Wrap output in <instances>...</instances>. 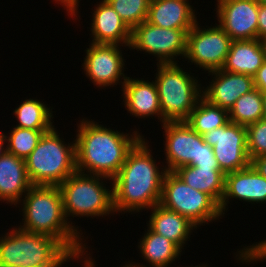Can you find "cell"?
Wrapping results in <instances>:
<instances>
[{"label": "cell", "instance_id": "21", "mask_svg": "<svg viewBox=\"0 0 266 267\" xmlns=\"http://www.w3.org/2000/svg\"><path fill=\"white\" fill-rule=\"evenodd\" d=\"M149 217L148 227L155 233L174 242L181 250H184L186 241H190L193 229L197 227L186 217L167 209L161 204L153 206Z\"/></svg>", "mask_w": 266, "mask_h": 267}, {"label": "cell", "instance_id": "18", "mask_svg": "<svg viewBox=\"0 0 266 267\" xmlns=\"http://www.w3.org/2000/svg\"><path fill=\"white\" fill-rule=\"evenodd\" d=\"M121 88L124 107L131 115L141 119L155 115L162 123L158 89L154 80L150 82L143 78L127 77Z\"/></svg>", "mask_w": 266, "mask_h": 267}, {"label": "cell", "instance_id": "28", "mask_svg": "<svg viewBox=\"0 0 266 267\" xmlns=\"http://www.w3.org/2000/svg\"><path fill=\"white\" fill-rule=\"evenodd\" d=\"M10 131L9 135L1 133L5 138V141L8 142L6 145L7 152L25 160L36 148L43 134L50 130H34L14 127Z\"/></svg>", "mask_w": 266, "mask_h": 267}, {"label": "cell", "instance_id": "12", "mask_svg": "<svg viewBox=\"0 0 266 267\" xmlns=\"http://www.w3.org/2000/svg\"><path fill=\"white\" fill-rule=\"evenodd\" d=\"M203 138L205 143L212 147L214 156L224 174L250 165L245 126L229 121L226 125L205 133Z\"/></svg>", "mask_w": 266, "mask_h": 267}, {"label": "cell", "instance_id": "23", "mask_svg": "<svg viewBox=\"0 0 266 267\" xmlns=\"http://www.w3.org/2000/svg\"><path fill=\"white\" fill-rule=\"evenodd\" d=\"M142 237L138 248L149 267H170L181 256L182 250L174 242L153 232L149 227ZM128 263L132 267H147V264L140 265L134 261Z\"/></svg>", "mask_w": 266, "mask_h": 267}, {"label": "cell", "instance_id": "11", "mask_svg": "<svg viewBox=\"0 0 266 267\" xmlns=\"http://www.w3.org/2000/svg\"><path fill=\"white\" fill-rule=\"evenodd\" d=\"M233 40L217 24L201 28L196 24L187 33L185 59L205 71L221 69Z\"/></svg>", "mask_w": 266, "mask_h": 267}, {"label": "cell", "instance_id": "6", "mask_svg": "<svg viewBox=\"0 0 266 267\" xmlns=\"http://www.w3.org/2000/svg\"><path fill=\"white\" fill-rule=\"evenodd\" d=\"M55 126L44 133L36 148L25 159L26 169L33 185L59 186L77 171L76 144H66Z\"/></svg>", "mask_w": 266, "mask_h": 267}, {"label": "cell", "instance_id": "41", "mask_svg": "<svg viewBox=\"0 0 266 267\" xmlns=\"http://www.w3.org/2000/svg\"><path fill=\"white\" fill-rule=\"evenodd\" d=\"M261 41H262V45H263V48H264L265 60H266V38L261 40Z\"/></svg>", "mask_w": 266, "mask_h": 267}, {"label": "cell", "instance_id": "42", "mask_svg": "<svg viewBox=\"0 0 266 267\" xmlns=\"http://www.w3.org/2000/svg\"><path fill=\"white\" fill-rule=\"evenodd\" d=\"M258 1V3H260V4H265L266 5V0H257Z\"/></svg>", "mask_w": 266, "mask_h": 267}, {"label": "cell", "instance_id": "4", "mask_svg": "<svg viewBox=\"0 0 266 267\" xmlns=\"http://www.w3.org/2000/svg\"><path fill=\"white\" fill-rule=\"evenodd\" d=\"M69 254L57 239L18 227L0 237V266L57 267Z\"/></svg>", "mask_w": 266, "mask_h": 267}, {"label": "cell", "instance_id": "25", "mask_svg": "<svg viewBox=\"0 0 266 267\" xmlns=\"http://www.w3.org/2000/svg\"><path fill=\"white\" fill-rule=\"evenodd\" d=\"M43 101L37 99H26L18 105L13 111L18 124L14 127L34 129V130H51L54 125L52 109L47 107ZM52 118V119H51Z\"/></svg>", "mask_w": 266, "mask_h": 267}, {"label": "cell", "instance_id": "3", "mask_svg": "<svg viewBox=\"0 0 266 267\" xmlns=\"http://www.w3.org/2000/svg\"><path fill=\"white\" fill-rule=\"evenodd\" d=\"M25 197V198H24ZM22 223L18 228L57 239L70 253H87L86 243L66 220L59 186L32 185L21 200ZM87 249V251H85Z\"/></svg>", "mask_w": 266, "mask_h": 267}, {"label": "cell", "instance_id": "1", "mask_svg": "<svg viewBox=\"0 0 266 267\" xmlns=\"http://www.w3.org/2000/svg\"><path fill=\"white\" fill-rule=\"evenodd\" d=\"M144 136L128 152L112 179L115 213L149 210L160 202L166 168H159ZM162 169V170H160Z\"/></svg>", "mask_w": 266, "mask_h": 267}, {"label": "cell", "instance_id": "35", "mask_svg": "<svg viewBox=\"0 0 266 267\" xmlns=\"http://www.w3.org/2000/svg\"><path fill=\"white\" fill-rule=\"evenodd\" d=\"M88 255H91L90 252H89V254H87V253H70L57 267H62L63 266L62 264H64L66 261L68 263V262H70V260H72V261L79 260L80 261V259H81L80 262H82L83 264H85L89 260V257L90 256H88ZM82 258L84 259V261H82L83 260Z\"/></svg>", "mask_w": 266, "mask_h": 267}, {"label": "cell", "instance_id": "43", "mask_svg": "<svg viewBox=\"0 0 266 267\" xmlns=\"http://www.w3.org/2000/svg\"><path fill=\"white\" fill-rule=\"evenodd\" d=\"M178 267H179V266H178ZM186 267H187V266H186ZM189 267H190V266H189ZM193 267H207V264H206V265H205V264H203V265L201 264V266H200V265H199V266L197 265V266H193Z\"/></svg>", "mask_w": 266, "mask_h": 267}, {"label": "cell", "instance_id": "20", "mask_svg": "<svg viewBox=\"0 0 266 267\" xmlns=\"http://www.w3.org/2000/svg\"><path fill=\"white\" fill-rule=\"evenodd\" d=\"M189 0H151L147 22L166 29H191L197 17Z\"/></svg>", "mask_w": 266, "mask_h": 267}, {"label": "cell", "instance_id": "13", "mask_svg": "<svg viewBox=\"0 0 266 267\" xmlns=\"http://www.w3.org/2000/svg\"><path fill=\"white\" fill-rule=\"evenodd\" d=\"M119 46L121 45L90 43L89 48L85 50L86 56L82 65L84 73L98 88L117 86L118 83L123 86L125 83L126 61Z\"/></svg>", "mask_w": 266, "mask_h": 267}, {"label": "cell", "instance_id": "29", "mask_svg": "<svg viewBox=\"0 0 266 267\" xmlns=\"http://www.w3.org/2000/svg\"><path fill=\"white\" fill-rule=\"evenodd\" d=\"M132 30L147 20L151 0H106Z\"/></svg>", "mask_w": 266, "mask_h": 267}, {"label": "cell", "instance_id": "10", "mask_svg": "<svg viewBox=\"0 0 266 267\" xmlns=\"http://www.w3.org/2000/svg\"><path fill=\"white\" fill-rule=\"evenodd\" d=\"M190 30L166 29L144 21L131 30L129 49L152 54L157 63H177V57H185Z\"/></svg>", "mask_w": 266, "mask_h": 267}, {"label": "cell", "instance_id": "37", "mask_svg": "<svg viewBox=\"0 0 266 267\" xmlns=\"http://www.w3.org/2000/svg\"><path fill=\"white\" fill-rule=\"evenodd\" d=\"M6 143L5 138L0 132V158L7 152V147H5Z\"/></svg>", "mask_w": 266, "mask_h": 267}, {"label": "cell", "instance_id": "24", "mask_svg": "<svg viewBox=\"0 0 266 267\" xmlns=\"http://www.w3.org/2000/svg\"><path fill=\"white\" fill-rule=\"evenodd\" d=\"M174 173L188 186L210 195L220 205L225 189V174L220 167L182 166Z\"/></svg>", "mask_w": 266, "mask_h": 267}, {"label": "cell", "instance_id": "40", "mask_svg": "<svg viewBox=\"0 0 266 267\" xmlns=\"http://www.w3.org/2000/svg\"><path fill=\"white\" fill-rule=\"evenodd\" d=\"M263 118L266 119V93H263Z\"/></svg>", "mask_w": 266, "mask_h": 267}, {"label": "cell", "instance_id": "16", "mask_svg": "<svg viewBox=\"0 0 266 267\" xmlns=\"http://www.w3.org/2000/svg\"><path fill=\"white\" fill-rule=\"evenodd\" d=\"M233 198L251 204L266 203V178L251 164L244 169L225 174L224 195L219 205L223 216L229 199Z\"/></svg>", "mask_w": 266, "mask_h": 267}, {"label": "cell", "instance_id": "14", "mask_svg": "<svg viewBox=\"0 0 266 267\" xmlns=\"http://www.w3.org/2000/svg\"><path fill=\"white\" fill-rule=\"evenodd\" d=\"M219 26L232 40L258 39L257 0H217Z\"/></svg>", "mask_w": 266, "mask_h": 267}, {"label": "cell", "instance_id": "7", "mask_svg": "<svg viewBox=\"0 0 266 267\" xmlns=\"http://www.w3.org/2000/svg\"><path fill=\"white\" fill-rule=\"evenodd\" d=\"M155 84L164 122L185 121L203 96L202 85L178 63H157Z\"/></svg>", "mask_w": 266, "mask_h": 267}, {"label": "cell", "instance_id": "44", "mask_svg": "<svg viewBox=\"0 0 266 267\" xmlns=\"http://www.w3.org/2000/svg\"><path fill=\"white\" fill-rule=\"evenodd\" d=\"M123 267H132L129 263H125V265Z\"/></svg>", "mask_w": 266, "mask_h": 267}, {"label": "cell", "instance_id": "26", "mask_svg": "<svg viewBox=\"0 0 266 267\" xmlns=\"http://www.w3.org/2000/svg\"><path fill=\"white\" fill-rule=\"evenodd\" d=\"M229 121V111L210 103L203 96L185 120L194 131L202 136L212 129L226 125Z\"/></svg>", "mask_w": 266, "mask_h": 267}, {"label": "cell", "instance_id": "33", "mask_svg": "<svg viewBox=\"0 0 266 267\" xmlns=\"http://www.w3.org/2000/svg\"><path fill=\"white\" fill-rule=\"evenodd\" d=\"M258 39L266 38V5L259 3L258 12Z\"/></svg>", "mask_w": 266, "mask_h": 267}, {"label": "cell", "instance_id": "8", "mask_svg": "<svg viewBox=\"0 0 266 267\" xmlns=\"http://www.w3.org/2000/svg\"><path fill=\"white\" fill-rule=\"evenodd\" d=\"M161 125L165 132L167 171L174 172L182 166L219 167L212 147L185 121L164 122Z\"/></svg>", "mask_w": 266, "mask_h": 267}, {"label": "cell", "instance_id": "17", "mask_svg": "<svg viewBox=\"0 0 266 267\" xmlns=\"http://www.w3.org/2000/svg\"><path fill=\"white\" fill-rule=\"evenodd\" d=\"M99 3L92 14L91 43L121 44L122 47L129 48L131 29L106 0H101Z\"/></svg>", "mask_w": 266, "mask_h": 267}, {"label": "cell", "instance_id": "38", "mask_svg": "<svg viewBox=\"0 0 266 267\" xmlns=\"http://www.w3.org/2000/svg\"><path fill=\"white\" fill-rule=\"evenodd\" d=\"M56 3L62 5L64 9H66L67 13L69 14V0H54Z\"/></svg>", "mask_w": 266, "mask_h": 267}, {"label": "cell", "instance_id": "39", "mask_svg": "<svg viewBox=\"0 0 266 267\" xmlns=\"http://www.w3.org/2000/svg\"><path fill=\"white\" fill-rule=\"evenodd\" d=\"M84 267H96L97 265L95 264V260L93 261L92 256L89 257V260L85 263L82 264Z\"/></svg>", "mask_w": 266, "mask_h": 267}, {"label": "cell", "instance_id": "34", "mask_svg": "<svg viewBox=\"0 0 266 267\" xmlns=\"http://www.w3.org/2000/svg\"><path fill=\"white\" fill-rule=\"evenodd\" d=\"M250 164L256 169V171L266 178V154L260 155L251 160Z\"/></svg>", "mask_w": 266, "mask_h": 267}, {"label": "cell", "instance_id": "5", "mask_svg": "<svg viewBox=\"0 0 266 267\" xmlns=\"http://www.w3.org/2000/svg\"><path fill=\"white\" fill-rule=\"evenodd\" d=\"M103 180H111L112 186V179L108 177L76 171L59 185L65 218L80 235H83L79 232L81 229L69 221L70 216L87 218L115 214L112 187L107 189Z\"/></svg>", "mask_w": 266, "mask_h": 267}, {"label": "cell", "instance_id": "22", "mask_svg": "<svg viewBox=\"0 0 266 267\" xmlns=\"http://www.w3.org/2000/svg\"><path fill=\"white\" fill-rule=\"evenodd\" d=\"M265 61V53L260 39L233 40L225 63L224 71L254 76Z\"/></svg>", "mask_w": 266, "mask_h": 267}, {"label": "cell", "instance_id": "9", "mask_svg": "<svg viewBox=\"0 0 266 267\" xmlns=\"http://www.w3.org/2000/svg\"><path fill=\"white\" fill-rule=\"evenodd\" d=\"M159 204L186 217L197 228L222 217L219 204L210 195L188 186L174 172L167 171L163 178Z\"/></svg>", "mask_w": 266, "mask_h": 267}, {"label": "cell", "instance_id": "30", "mask_svg": "<svg viewBox=\"0 0 266 267\" xmlns=\"http://www.w3.org/2000/svg\"><path fill=\"white\" fill-rule=\"evenodd\" d=\"M247 151L250 161L266 154V119L262 118L246 127Z\"/></svg>", "mask_w": 266, "mask_h": 267}, {"label": "cell", "instance_id": "19", "mask_svg": "<svg viewBox=\"0 0 266 267\" xmlns=\"http://www.w3.org/2000/svg\"><path fill=\"white\" fill-rule=\"evenodd\" d=\"M32 185L25 160L6 152L0 158V201L19 205Z\"/></svg>", "mask_w": 266, "mask_h": 267}, {"label": "cell", "instance_id": "27", "mask_svg": "<svg viewBox=\"0 0 266 267\" xmlns=\"http://www.w3.org/2000/svg\"><path fill=\"white\" fill-rule=\"evenodd\" d=\"M263 118V93L257 88L240 96L229 110L230 122L247 127Z\"/></svg>", "mask_w": 266, "mask_h": 267}, {"label": "cell", "instance_id": "36", "mask_svg": "<svg viewBox=\"0 0 266 267\" xmlns=\"http://www.w3.org/2000/svg\"><path fill=\"white\" fill-rule=\"evenodd\" d=\"M79 0H69V15L72 18H75V16L77 15V10H78V6H79ZM74 16V17H73Z\"/></svg>", "mask_w": 266, "mask_h": 267}, {"label": "cell", "instance_id": "15", "mask_svg": "<svg viewBox=\"0 0 266 267\" xmlns=\"http://www.w3.org/2000/svg\"><path fill=\"white\" fill-rule=\"evenodd\" d=\"M214 75L206 88L203 86V97L210 103L229 111L236 100L254 89L253 76L236 74L222 69L208 72Z\"/></svg>", "mask_w": 266, "mask_h": 267}, {"label": "cell", "instance_id": "31", "mask_svg": "<svg viewBox=\"0 0 266 267\" xmlns=\"http://www.w3.org/2000/svg\"><path fill=\"white\" fill-rule=\"evenodd\" d=\"M237 259L243 263H252L256 261H264L266 259V240L253 243L247 247H243L240 251L236 252Z\"/></svg>", "mask_w": 266, "mask_h": 267}, {"label": "cell", "instance_id": "2", "mask_svg": "<svg viewBox=\"0 0 266 267\" xmlns=\"http://www.w3.org/2000/svg\"><path fill=\"white\" fill-rule=\"evenodd\" d=\"M82 119L75 139L77 171L113 179L142 134L137 129L132 134L121 133L92 119Z\"/></svg>", "mask_w": 266, "mask_h": 267}, {"label": "cell", "instance_id": "32", "mask_svg": "<svg viewBox=\"0 0 266 267\" xmlns=\"http://www.w3.org/2000/svg\"><path fill=\"white\" fill-rule=\"evenodd\" d=\"M254 88H257L261 93H266V60L261 68L253 76Z\"/></svg>", "mask_w": 266, "mask_h": 267}]
</instances>
